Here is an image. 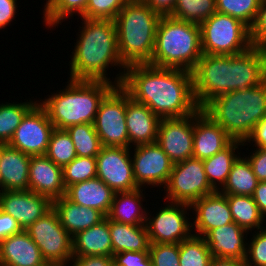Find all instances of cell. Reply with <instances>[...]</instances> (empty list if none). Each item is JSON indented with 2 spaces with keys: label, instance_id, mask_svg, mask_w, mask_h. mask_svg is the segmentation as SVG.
<instances>
[{
  "label": "cell",
  "instance_id": "1",
  "mask_svg": "<svg viewBox=\"0 0 266 266\" xmlns=\"http://www.w3.org/2000/svg\"><path fill=\"white\" fill-rule=\"evenodd\" d=\"M120 86L160 119L185 117L199 108L193 94L192 72L186 70L132 64L125 69Z\"/></svg>",
  "mask_w": 266,
  "mask_h": 266
},
{
  "label": "cell",
  "instance_id": "2",
  "mask_svg": "<svg viewBox=\"0 0 266 266\" xmlns=\"http://www.w3.org/2000/svg\"><path fill=\"white\" fill-rule=\"evenodd\" d=\"M266 80V49L252 46L238 55L202 54L192 71L193 94L202 109L230 91L260 85Z\"/></svg>",
  "mask_w": 266,
  "mask_h": 266
},
{
  "label": "cell",
  "instance_id": "3",
  "mask_svg": "<svg viewBox=\"0 0 266 266\" xmlns=\"http://www.w3.org/2000/svg\"><path fill=\"white\" fill-rule=\"evenodd\" d=\"M83 26L78 34L70 60L72 80L106 81L120 86L127 66L121 60L114 20L81 18ZM121 67L114 82L107 76L110 66ZM123 68V69H122ZM124 70V71H123Z\"/></svg>",
  "mask_w": 266,
  "mask_h": 266
},
{
  "label": "cell",
  "instance_id": "4",
  "mask_svg": "<svg viewBox=\"0 0 266 266\" xmlns=\"http://www.w3.org/2000/svg\"><path fill=\"white\" fill-rule=\"evenodd\" d=\"M202 111L233 140L245 142L256 124L266 117V80L251 88L219 95Z\"/></svg>",
  "mask_w": 266,
  "mask_h": 266
},
{
  "label": "cell",
  "instance_id": "5",
  "mask_svg": "<svg viewBox=\"0 0 266 266\" xmlns=\"http://www.w3.org/2000/svg\"><path fill=\"white\" fill-rule=\"evenodd\" d=\"M44 101L38 102L46 110L55 129H66L71 125L94 123L99 105L115 87L106 81L72 80Z\"/></svg>",
  "mask_w": 266,
  "mask_h": 266
},
{
  "label": "cell",
  "instance_id": "6",
  "mask_svg": "<svg viewBox=\"0 0 266 266\" xmlns=\"http://www.w3.org/2000/svg\"><path fill=\"white\" fill-rule=\"evenodd\" d=\"M202 54L198 24L170 16L160 17L154 51L148 64L192 72Z\"/></svg>",
  "mask_w": 266,
  "mask_h": 266
},
{
  "label": "cell",
  "instance_id": "7",
  "mask_svg": "<svg viewBox=\"0 0 266 266\" xmlns=\"http://www.w3.org/2000/svg\"><path fill=\"white\" fill-rule=\"evenodd\" d=\"M160 15L142 0H130L114 19L118 49L126 66L151 61Z\"/></svg>",
  "mask_w": 266,
  "mask_h": 266
},
{
  "label": "cell",
  "instance_id": "8",
  "mask_svg": "<svg viewBox=\"0 0 266 266\" xmlns=\"http://www.w3.org/2000/svg\"><path fill=\"white\" fill-rule=\"evenodd\" d=\"M199 26L203 54L238 55L253 46L250 28L232 16L215 12Z\"/></svg>",
  "mask_w": 266,
  "mask_h": 266
},
{
  "label": "cell",
  "instance_id": "9",
  "mask_svg": "<svg viewBox=\"0 0 266 266\" xmlns=\"http://www.w3.org/2000/svg\"><path fill=\"white\" fill-rule=\"evenodd\" d=\"M52 266H67L73 258V237L63 228L52 208L25 230Z\"/></svg>",
  "mask_w": 266,
  "mask_h": 266
},
{
  "label": "cell",
  "instance_id": "10",
  "mask_svg": "<svg viewBox=\"0 0 266 266\" xmlns=\"http://www.w3.org/2000/svg\"><path fill=\"white\" fill-rule=\"evenodd\" d=\"M164 189L166 201L188 205L216 192L207 179L203 161L194 157L173 165Z\"/></svg>",
  "mask_w": 266,
  "mask_h": 266
},
{
  "label": "cell",
  "instance_id": "11",
  "mask_svg": "<svg viewBox=\"0 0 266 266\" xmlns=\"http://www.w3.org/2000/svg\"><path fill=\"white\" fill-rule=\"evenodd\" d=\"M93 124L102 146L129 148L126 91L121 86H115L101 101Z\"/></svg>",
  "mask_w": 266,
  "mask_h": 266
},
{
  "label": "cell",
  "instance_id": "12",
  "mask_svg": "<svg viewBox=\"0 0 266 266\" xmlns=\"http://www.w3.org/2000/svg\"><path fill=\"white\" fill-rule=\"evenodd\" d=\"M54 125L40 103H36L23 117L8 145L29 156L46 155Z\"/></svg>",
  "mask_w": 266,
  "mask_h": 266
},
{
  "label": "cell",
  "instance_id": "13",
  "mask_svg": "<svg viewBox=\"0 0 266 266\" xmlns=\"http://www.w3.org/2000/svg\"><path fill=\"white\" fill-rule=\"evenodd\" d=\"M187 209L189 211L191 205L171 202L160 208L153 218L147 212L145 226L150 243H180L190 238L193 229L192 222L186 216Z\"/></svg>",
  "mask_w": 266,
  "mask_h": 266
},
{
  "label": "cell",
  "instance_id": "14",
  "mask_svg": "<svg viewBox=\"0 0 266 266\" xmlns=\"http://www.w3.org/2000/svg\"><path fill=\"white\" fill-rule=\"evenodd\" d=\"M130 149L103 146L96 156L97 177L115 193L139 188L134 178Z\"/></svg>",
  "mask_w": 266,
  "mask_h": 266
},
{
  "label": "cell",
  "instance_id": "15",
  "mask_svg": "<svg viewBox=\"0 0 266 266\" xmlns=\"http://www.w3.org/2000/svg\"><path fill=\"white\" fill-rule=\"evenodd\" d=\"M131 157L134 178L139 188L145 185L165 187L174 163L155 142L134 146Z\"/></svg>",
  "mask_w": 266,
  "mask_h": 266
},
{
  "label": "cell",
  "instance_id": "16",
  "mask_svg": "<svg viewBox=\"0 0 266 266\" xmlns=\"http://www.w3.org/2000/svg\"><path fill=\"white\" fill-rule=\"evenodd\" d=\"M194 113L179 118H162L156 143L175 164L193 157Z\"/></svg>",
  "mask_w": 266,
  "mask_h": 266
},
{
  "label": "cell",
  "instance_id": "17",
  "mask_svg": "<svg viewBox=\"0 0 266 266\" xmlns=\"http://www.w3.org/2000/svg\"><path fill=\"white\" fill-rule=\"evenodd\" d=\"M53 208V201L29 190L0 191V210L16 219L23 230Z\"/></svg>",
  "mask_w": 266,
  "mask_h": 266
},
{
  "label": "cell",
  "instance_id": "18",
  "mask_svg": "<svg viewBox=\"0 0 266 266\" xmlns=\"http://www.w3.org/2000/svg\"><path fill=\"white\" fill-rule=\"evenodd\" d=\"M192 209L196 216L192 223L196 236L204 237L210 230L234 222L227 197L219 191L196 200Z\"/></svg>",
  "mask_w": 266,
  "mask_h": 266
},
{
  "label": "cell",
  "instance_id": "19",
  "mask_svg": "<svg viewBox=\"0 0 266 266\" xmlns=\"http://www.w3.org/2000/svg\"><path fill=\"white\" fill-rule=\"evenodd\" d=\"M233 139L202 109L194 112L193 157L204 160L226 148Z\"/></svg>",
  "mask_w": 266,
  "mask_h": 266
},
{
  "label": "cell",
  "instance_id": "20",
  "mask_svg": "<svg viewBox=\"0 0 266 266\" xmlns=\"http://www.w3.org/2000/svg\"><path fill=\"white\" fill-rule=\"evenodd\" d=\"M29 191L49 197L52 201L65 196L62 167L53 163L46 155L31 156Z\"/></svg>",
  "mask_w": 266,
  "mask_h": 266
},
{
  "label": "cell",
  "instance_id": "21",
  "mask_svg": "<svg viewBox=\"0 0 266 266\" xmlns=\"http://www.w3.org/2000/svg\"><path fill=\"white\" fill-rule=\"evenodd\" d=\"M160 118L145 104L133 100L126 92V125L129 148L157 141ZM132 143V145H130Z\"/></svg>",
  "mask_w": 266,
  "mask_h": 266
},
{
  "label": "cell",
  "instance_id": "22",
  "mask_svg": "<svg viewBox=\"0 0 266 266\" xmlns=\"http://www.w3.org/2000/svg\"><path fill=\"white\" fill-rule=\"evenodd\" d=\"M248 231L235 222L210 230L205 239L211 256L214 258L239 259L245 261Z\"/></svg>",
  "mask_w": 266,
  "mask_h": 266
},
{
  "label": "cell",
  "instance_id": "23",
  "mask_svg": "<svg viewBox=\"0 0 266 266\" xmlns=\"http://www.w3.org/2000/svg\"><path fill=\"white\" fill-rule=\"evenodd\" d=\"M31 156L8 144H0L1 191L29 190Z\"/></svg>",
  "mask_w": 266,
  "mask_h": 266
},
{
  "label": "cell",
  "instance_id": "24",
  "mask_svg": "<svg viewBox=\"0 0 266 266\" xmlns=\"http://www.w3.org/2000/svg\"><path fill=\"white\" fill-rule=\"evenodd\" d=\"M0 266H52L43 259L39 247L29 234L8 236L0 241Z\"/></svg>",
  "mask_w": 266,
  "mask_h": 266
},
{
  "label": "cell",
  "instance_id": "25",
  "mask_svg": "<svg viewBox=\"0 0 266 266\" xmlns=\"http://www.w3.org/2000/svg\"><path fill=\"white\" fill-rule=\"evenodd\" d=\"M115 192L98 177L70 185L66 188L65 197L71 202L95 208L108 215Z\"/></svg>",
  "mask_w": 266,
  "mask_h": 266
},
{
  "label": "cell",
  "instance_id": "26",
  "mask_svg": "<svg viewBox=\"0 0 266 266\" xmlns=\"http://www.w3.org/2000/svg\"><path fill=\"white\" fill-rule=\"evenodd\" d=\"M53 209L57 212L63 228L72 237L79 231L97 225L106 218L99 210L77 205L65 196L53 200Z\"/></svg>",
  "mask_w": 266,
  "mask_h": 266
},
{
  "label": "cell",
  "instance_id": "27",
  "mask_svg": "<svg viewBox=\"0 0 266 266\" xmlns=\"http://www.w3.org/2000/svg\"><path fill=\"white\" fill-rule=\"evenodd\" d=\"M72 241L73 257L113 256L107 217L99 224L76 233Z\"/></svg>",
  "mask_w": 266,
  "mask_h": 266
},
{
  "label": "cell",
  "instance_id": "28",
  "mask_svg": "<svg viewBox=\"0 0 266 266\" xmlns=\"http://www.w3.org/2000/svg\"><path fill=\"white\" fill-rule=\"evenodd\" d=\"M143 197V189L141 188L115 193L106 217L111 221L124 224L145 225L147 211L141 203L144 200Z\"/></svg>",
  "mask_w": 266,
  "mask_h": 266
},
{
  "label": "cell",
  "instance_id": "29",
  "mask_svg": "<svg viewBox=\"0 0 266 266\" xmlns=\"http://www.w3.org/2000/svg\"><path fill=\"white\" fill-rule=\"evenodd\" d=\"M113 255L124 251H149L150 240L145 225H130L109 220Z\"/></svg>",
  "mask_w": 266,
  "mask_h": 266
},
{
  "label": "cell",
  "instance_id": "30",
  "mask_svg": "<svg viewBox=\"0 0 266 266\" xmlns=\"http://www.w3.org/2000/svg\"><path fill=\"white\" fill-rule=\"evenodd\" d=\"M244 144L246 143L233 140L223 150L217 152L215 155L209 158L202 160L207 179L210 185L216 191H219L220 187H223V185L226 183L232 164L240 155V153H238V155L235 154V150H239V145L244 146Z\"/></svg>",
  "mask_w": 266,
  "mask_h": 266
},
{
  "label": "cell",
  "instance_id": "31",
  "mask_svg": "<svg viewBox=\"0 0 266 266\" xmlns=\"http://www.w3.org/2000/svg\"><path fill=\"white\" fill-rule=\"evenodd\" d=\"M259 181L247 157L240 155L234 161L226 183L219 192L224 195L252 196Z\"/></svg>",
  "mask_w": 266,
  "mask_h": 266
},
{
  "label": "cell",
  "instance_id": "32",
  "mask_svg": "<svg viewBox=\"0 0 266 266\" xmlns=\"http://www.w3.org/2000/svg\"><path fill=\"white\" fill-rule=\"evenodd\" d=\"M234 222L249 232L263 229L265 217L260 212L252 196L225 195ZM262 225V226H261Z\"/></svg>",
  "mask_w": 266,
  "mask_h": 266
},
{
  "label": "cell",
  "instance_id": "33",
  "mask_svg": "<svg viewBox=\"0 0 266 266\" xmlns=\"http://www.w3.org/2000/svg\"><path fill=\"white\" fill-rule=\"evenodd\" d=\"M65 130L71 137L78 157L96 158L103 146L93 123L71 125Z\"/></svg>",
  "mask_w": 266,
  "mask_h": 266
},
{
  "label": "cell",
  "instance_id": "34",
  "mask_svg": "<svg viewBox=\"0 0 266 266\" xmlns=\"http://www.w3.org/2000/svg\"><path fill=\"white\" fill-rule=\"evenodd\" d=\"M37 101L0 104V144H8L25 114Z\"/></svg>",
  "mask_w": 266,
  "mask_h": 266
},
{
  "label": "cell",
  "instance_id": "35",
  "mask_svg": "<svg viewBox=\"0 0 266 266\" xmlns=\"http://www.w3.org/2000/svg\"><path fill=\"white\" fill-rule=\"evenodd\" d=\"M215 12V0H177L170 17L200 25Z\"/></svg>",
  "mask_w": 266,
  "mask_h": 266
},
{
  "label": "cell",
  "instance_id": "36",
  "mask_svg": "<svg viewBox=\"0 0 266 266\" xmlns=\"http://www.w3.org/2000/svg\"><path fill=\"white\" fill-rule=\"evenodd\" d=\"M87 4L88 0H46L43 10L45 26L49 28L58 26L63 19L72 17L76 13L82 16Z\"/></svg>",
  "mask_w": 266,
  "mask_h": 266
},
{
  "label": "cell",
  "instance_id": "37",
  "mask_svg": "<svg viewBox=\"0 0 266 266\" xmlns=\"http://www.w3.org/2000/svg\"><path fill=\"white\" fill-rule=\"evenodd\" d=\"M212 258L203 237L192 235L179 243V266H209Z\"/></svg>",
  "mask_w": 266,
  "mask_h": 266
},
{
  "label": "cell",
  "instance_id": "38",
  "mask_svg": "<svg viewBox=\"0 0 266 266\" xmlns=\"http://www.w3.org/2000/svg\"><path fill=\"white\" fill-rule=\"evenodd\" d=\"M46 156L62 168L77 157L74 144L65 129L52 131Z\"/></svg>",
  "mask_w": 266,
  "mask_h": 266
},
{
  "label": "cell",
  "instance_id": "39",
  "mask_svg": "<svg viewBox=\"0 0 266 266\" xmlns=\"http://www.w3.org/2000/svg\"><path fill=\"white\" fill-rule=\"evenodd\" d=\"M216 12L239 19L249 28L253 25L261 0H215Z\"/></svg>",
  "mask_w": 266,
  "mask_h": 266
},
{
  "label": "cell",
  "instance_id": "40",
  "mask_svg": "<svg viewBox=\"0 0 266 266\" xmlns=\"http://www.w3.org/2000/svg\"><path fill=\"white\" fill-rule=\"evenodd\" d=\"M62 169L65 188L97 177V162L94 157L77 156Z\"/></svg>",
  "mask_w": 266,
  "mask_h": 266
},
{
  "label": "cell",
  "instance_id": "41",
  "mask_svg": "<svg viewBox=\"0 0 266 266\" xmlns=\"http://www.w3.org/2000/svg\"><path fill=\"white\" fill-rule=\"evenodd\" d=\"M130 0H88L84 14L80 18L114 20L119 11Z\"/></svg>",
  "mask_w": 266,
  "mask_h": 266
},
{
  "label": "cell",
  "instance_id": "42",
  "mask_svg": "<svg viewBox=\"0 0 266 266\" xmlns=\"http://www.w3.org/2000/svg\"><path fill=\"white\" fill-rule=\"evenodd\" d=\"M153 266H179V243L150 244Z\"/></svg>",
  "mask_w": 266,
  "mask_h": 266
},
{
  "label": "cell",
  "instance_id": "43",
  "mask_svg": "<svg viewBox=\"0 0 266 266\" xmlns=\"http://www.w3.org/2000/svg\"><path fill=\"white\" fill-rule=\"evenodd\" d=\"M247 244L246 266H266V227L252 235Z\"/></svg>",
  "mask_w": 266,
  "mask_h": 266
},
{
  "label": "cell",
  "instance_id": "44",
  "mask_svg": "<svg viewBox=\"0 0 266 266\" xmlns=\"http://www.w3.org/2000/svg\"><path fill=\"white\" fill-rule=\"evenodd\" d=\"M250 39L253 46H266V0H261L256 19L250 27Z\"/></svg>",
  "mask_w": 266,
  "mask_h": 266
},
{
  "label": "cell",
  "instance_id": "45",
  "mask_svg": "<svg viewBox=\"0 0 266 266\" xmlns=\"http://www.w3.org/2000/svg\"><path fill=\"white\" fill-rule=\"evenodd\" d=\"M114 266H153L149 251H124L112 256Z\"/></svg>",
  "mask_w": 266,
  "mask_h": 266
},
{
  "label": "cell",
  "instance_id": "46",
  "mask_svg": "<svg viewBox=\"0 0 266 266\" xmlns=\"http://www.w3.org/2000/svg\"><path fill=\"white\" fill-rule=\"evenodd\" d=\"M250 157L247 159L250 162L253 173L258 178L259 182L266 181V148H255Z\"/></svg>",
  "mask_w": 266,
  "mask_h": 266
},
{
  "label": "cell",
  "instance_id": "47",
  "mask_svg": "<svg viewBox=\"0 0 266 266\" xmlns=\"http://www.w3.org/2000/svg\"><path fill=\"white\" fill-rule=\"evenodd\" d=\"M22 231L23 229L15 218L0 210V241Z\"/></svg>",
  "mask_w": 266,
  "mask_h": 266
},
{
  "label": "cell",
  "instance_id": "48",
  "mask_svg": "<svg viewBox=\"0 0 266 266\" xmlns=\"http://www.w3.org/2000/svg\"><path fill=\"white\" fill-rule=\"evenodd\" d=\"M70 264L71 266H114L113 258L108 256L73 257Z\"/></svg>",
  "mask_w": 266,
  "mask_h": 266
},
{
  "label": "cell",
  "instance_id": "49",
  "mask_svg": "<svg viewBox=\"0 0 266 266\" xmlns=\"http://www.w3.org/2000/svg\"><path fill=\"white\" fill-rule=\"evenodd\" d=\"M17 0H0V30L14 20Z\"/></svg>",
  "mask_w": 266,
  "mask_h": 266
},
{
  "label": "cell",
  "instance_id": "50",
  "mask_svg": "<svg viewBox=\"0 0 266 266\" xmlns=\"http://www.w3.org/2000/svg\"><path fill=\"white\" fill-rule=\"evenodd\" d=\"M251 141L255 143L253 146L257 148H266V117L256 124L245 142L250 143Z\"/></svg>",
  "mask_w": 266,
  "mask_h": 266
},
{
  "label": "cell",
  "instance_id": "51",
  "mask_svg": "<svg viewBox=\"0 0 266 266\" xmlns=\"http://www.w3.org/2000/svg\"><path fill=\"white\" fill-rule=\"evenodd\" d=\"M152 11L160 16H170L177 0H142Z\"/></svg>",
  "mask_w": 266,
  "mask_h": 266
},
{
  "label": "cell",
  "instance_id": "52",
  "mask_svg": "<svg viewBox=\"0 0 266 266\" xmlns=\"http://www.w3.org/2000/svg\"><path fill=\"white\" fill-rule=\"evenodd\" d=\"M252 197L260 212L266 217V181L258 183Z\"/></svg>",
  "mask_w": 266,
  "mask_h": 266
},
{
  "label": "cell",
  "instance_id": "53",
  "mask_svg": "<svg viewBox=\"0 0 266 266\" xmlns=\"http://www.w3.org/2000/svg\"><path fill=\"white\" fill-rule=\"evenodd\" d=\"M209 266H246L245 261L239 259L212 258Z\"/></svg>",
  "mask_w": 266,
  "mask_h": 266
}]
</instances>
